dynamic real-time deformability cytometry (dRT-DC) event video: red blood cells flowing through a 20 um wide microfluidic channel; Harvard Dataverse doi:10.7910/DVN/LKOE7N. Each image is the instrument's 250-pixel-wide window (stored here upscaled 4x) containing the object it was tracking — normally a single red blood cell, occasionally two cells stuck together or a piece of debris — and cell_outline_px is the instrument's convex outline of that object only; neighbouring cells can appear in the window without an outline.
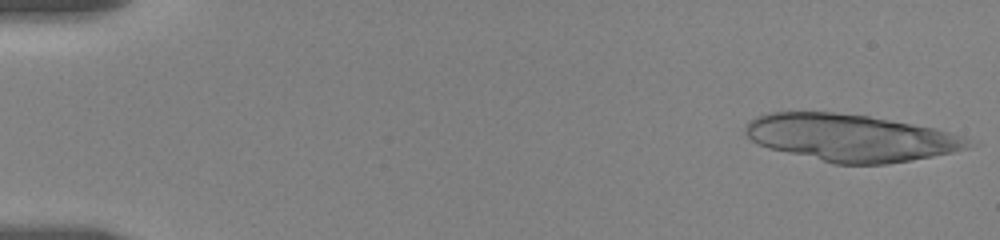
{"species": "human", "species_latin": "Homo sapiens", "temperature_condition": "room temperature", "stored_images_in_passage": 13, "camera_frame_rate_fps": 3000, "um_per_image_px": 0.085, "donor": {"sex": "female"}, "frame": {"image": 1, "passage_image": 1, "time_ms": 0.0, "image_size_px": [1000, 240], "cell_outline_px": [[980, 144], [968, 148], [952, 152], [932, 156], [888, 164], [832, 164], [768, 148], [752, 140], [744, 132], [744, 124], [748, 120], [756, 116], [772, 112], [832, 112], [868, 116], [932, 128], [964, 136]], "centroid_in_image_um": [72.3, 11.72], "position_along_channel_um": 12.7, "area_um2": 61.27}}